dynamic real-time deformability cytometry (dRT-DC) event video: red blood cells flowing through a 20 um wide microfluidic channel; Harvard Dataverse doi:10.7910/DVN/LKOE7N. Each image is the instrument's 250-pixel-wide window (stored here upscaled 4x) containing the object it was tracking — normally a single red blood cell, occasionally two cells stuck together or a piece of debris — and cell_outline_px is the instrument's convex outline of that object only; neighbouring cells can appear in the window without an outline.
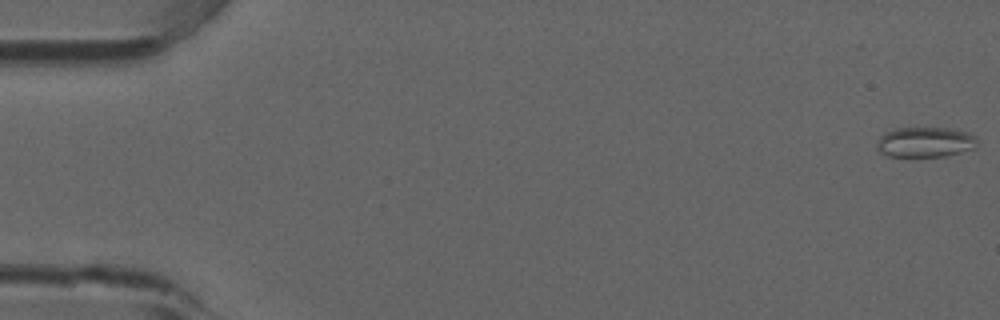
{"species": "common noctule bat (a hibernating species)", "species_latin": "Nyctalus noctula", "temperature_condition": "room temperature", "stored_images_in_passage": 53, "camera_frame_rate_fps": 3000, "um_per_image_px": 0.085, "animal": {"sex": "male", "forearm_length_mm": 52.5}, "frame": {"image": 1, "passage_image": 1, "time_ms": 0.0, "image_size_px": [1000, 320], "cell_outline_px": [[976, 144], [972, 148], [960, 152], [944, 156], [908, 160], [888, 156], [880, 152], [876, 148], [876, 144], [880, 136], [884, 132], [896, 128], [948, 128], [968, 132], [976, 136]], "centroid_in_image_um": [78.55, 12.13], "position_along_channel_um": 6.4, "area_um2": 18.38}}
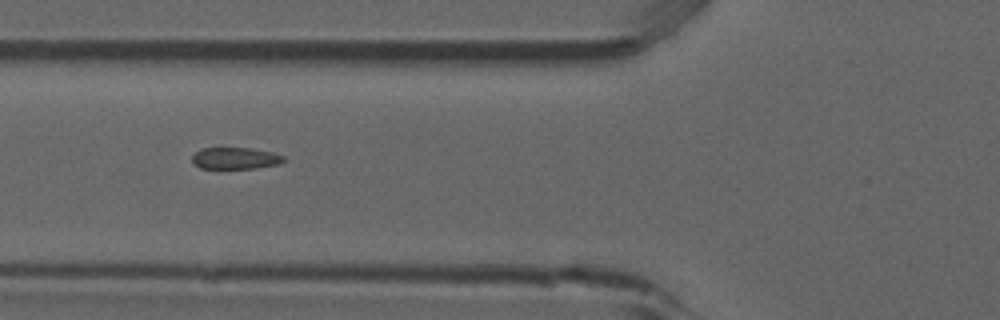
{"frame": {"image": 2, "passage_image": 20, "time_ms": 6.333, "image_size_px": [1000, 320], "cell_outline_px": [[284, 160], [280, 164], [256, 168], [200, 168], [192, 164], [192, 156], [200, 148], [248, 148], [272, 152], [284, 156]], "centroid_in_image_um": [19.98, 13.45], "position_along_channel_um": 105.8, "area_um2": 11.56}}
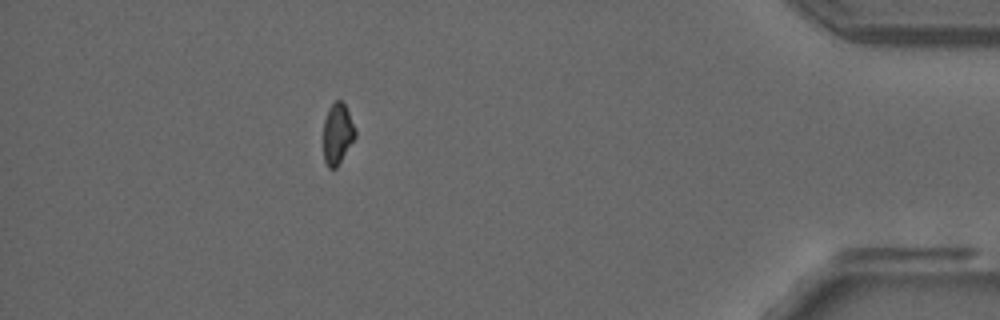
{"frame": {"image": 3, "passage_image": 47, "time_ms": 15.333, "image_size_px": [1000, 320], "cell_outline_px": [[356, 136], [336, 168], [328, 168], [324, 160], [324, 120], [328, 108], [336, 100], [340, 100], [344, 104], [356, 128]], "centroid_in_image_um": [28.69, 11.36], "position_along_channel_um": 406.5, "area_um2": 11.21}, "authors_computed_cell_mechanics": {"area_um2": 12.5426, "velocity_mm_per_s": 3.9113, "shape_relaxation_time_tau1_ms": null, "shape_relaxation_time_tau2_ms": 2.107, "deformation_change_tau1": null, "deformation_change_tau2": 0.0471}}